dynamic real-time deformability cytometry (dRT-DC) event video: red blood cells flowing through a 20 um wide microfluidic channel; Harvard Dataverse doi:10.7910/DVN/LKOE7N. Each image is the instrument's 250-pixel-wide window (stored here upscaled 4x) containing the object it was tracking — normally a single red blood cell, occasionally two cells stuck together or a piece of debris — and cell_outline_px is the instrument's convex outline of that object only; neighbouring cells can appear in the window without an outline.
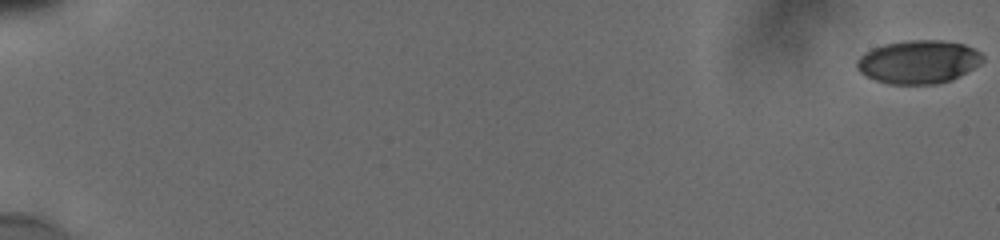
{"species": "human", "species_latin": "Homo sapiens", "temperature_condition": "cold", "stored_images_in_passage": 54, "camera_frame_rate_fps": 3000, "um_per_image_px": 0.085, "donor": {"sex": "male"}, "frame": {"image": 1, "passage_image": 1, "time_ms": 0.0, "image_size_px": [1000, 240], "cell_outline_px": [[984, 60], [980, 64], [952, 80], [936, 84], [888, 84], [876, 80], [860, 72], [856, 68], [856, 60], [864, 52], [872, 48], [884, 44], [904, 40], [944, 40], [964, 44], [980, 52], [984, 56]], "centroid_in_image_um": [78.06, 5.25], "position_along_channel_um": 6.9, "area_um2": 31.96}}
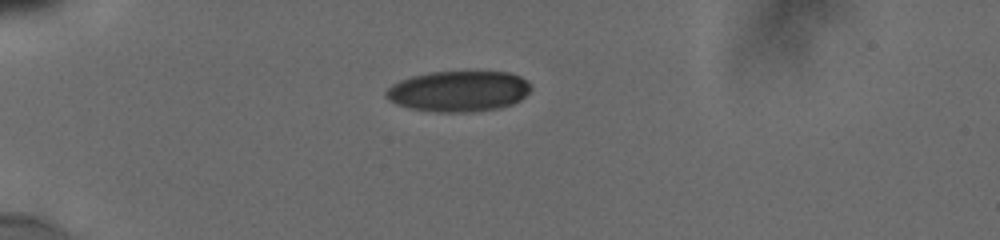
{"frame": {"image": 2, "passage_image": 45, "time_ms": 5.667, "image_size_px": [1000, 240], "cell_outline_px": [[532, 88], [520, 100], [512, 104], [500, 108], [472, 112], [436, 112], [408, 108], [396, 104], [388, 100], [384, 96], [384, 92], [392, 84], [400, 80], [412, 76], [428, 72], [472, 68], [508, 72], [520, 76], [528, 80]], "centroid_in_image_um": [38.99, 7.7], "position_along_channel_um": 46.0, "area_um2": 35.84}}